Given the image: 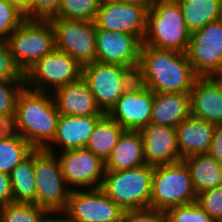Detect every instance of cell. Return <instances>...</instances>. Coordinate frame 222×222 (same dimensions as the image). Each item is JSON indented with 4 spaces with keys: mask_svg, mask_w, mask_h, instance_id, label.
<instances>
[{
    "mask_svg": "<svg viewBox=\"0 0 222 222\" xmlns=\"http://www.w3.org/2000/svg\"><path fill=\"white\" fill-rule=\"evenodd\" d=\"M190 115L189 93L154 92L150 123L175 128Z\"/></svg>",
    "mask_w": 222,
    "mask_h": 222,
    "instance_id": "cell-22",
    "label": "cell"
},
{
    "mask_svg": "<svg viewBox=\"0 0 222 222\" xmlns=\"http://www.w3.org/2000/svg\"><path fill=\"white\" fill-rule=\"evenodd\" d=\"M55 154H59L57 158L61 172L67 185L70 188L72 186V190L76 189V186L77 189L101 188L105 162L100 157L86 148L61 151V154L55 152Z\"/></svg>",
    "mask_w": 222,
    "mask_h": 222,
    "instance_id": "cell-13",
    "label": "cell"
},
{
    "mask_svg": "<svg viewBox=\"0 0 222 222\" xmlns=\"http://www.w3.org/2000/svg\"><path fill=\"white\" fill-rule=\"evenodd\" d=\"M13 202L35 203L34 150L10 173Z\"/></svg>",
    "mask_w": 222,
    "mask_h": 222,
    "instance_id": "cell-27",
    "label": "cell"
},
{
    "mask_svg": "<svg viewBox=\"0 0 222 222\" xmlns=\"http://www.w3.org/2000/svg\"><path fill=\"white\" fill-rule=\"evenodd\" d=\"M154 166L105 171L101 189L124 211L150 208Z\"/></svg>",
    "mask_w": 222,
    "mask_h": 222,
    "instance_id": "cell-4",
    "label": "cell"
},
{
    "mask_svg": "<svg viewBox=\"0 0 222 222\" xmlns=\"http://www.w3.org/2000/svg\"><path fill=\"white\" fill-rule=\"evenodd\" d=\"M82 77L103 113L137 80L136 71L119 64L95 61L82 67Z\"/></svg>",
    "mask_w": 222,
    "mask_h": 222,
    "instance_id": "cell-6",
    "label": "cell"
},
{
    "mask_svg": "<svg viewBox=\"0 0 222 222\" xmlns=\"http://www.w3.org/2000/svg\"><path fill=\"white\" fill-rule=\"evenodd\" d=\"M34 148L23 137L0 139V173L10 175Z\"/></svg>",
    "mask_w": 222,
    "mask_h": 222,
    "instance_id": "cell-28",
    "label": "cell"
},
{
    "mask_svg": "<svg viewBox=\"0 0 222 222\" xmlns=\"http://www.w3.org/2000/svg\"><path fill=\"white\" fill-rule=\"evenodd\" d=\"M55 49L68 53L82 67L97 61L94 21L51 17Z\"/></svg>",
    "mask_w": 222,
    "mask_h": 222,
    "instance_id": "cell-9",
    "label": "cell"
},
{
    "mask_svg": "<svg viewBox=\"0 0 222 222\" xmlns=\"http://www.w3.org/2000/svg\"><path fill=\"white\" fill-rule=\"evenodd\" d=\"M146 165L140 131L125 130L105 161V171H119Z\"/></svg>",
    "mask_w": 222,
    "mask_h": 222,
    "instance_id": "cell-23",
    "label": "cell"
},
{
    "mask_svg": "<svg viewBox=\"0 0 222 222\" xmlns=\"http://www.w3.org/2000/svg\"><path fill=\"white\" fill-rule=\"evenodd\" d=\"M175 129L177 145L182 159L208 152L215 130L213 123L190 115Z\"/></svg>",
    "mask_w": 222,
    "mask_h": 222,
    "instance_id": "cell-21",
    "label": "cell"
},
{
    "mask_svg": "<svg viewBox=\"0 0 222 222\" xmlns=\"http://www.w3.org/2000/svg\"><path fill=\"white\" fill-rule=\"evenodd\" d=\"M13 202L10 175L0 173V207Z\"/></svg>",
    "mask_w": 222,
    "mask_h": 222,
    "instance_id": "cell-40",
    "label": "cell"
},
{
    "mask_svg": "<svg viewBox=\"0 0 222 222\" xmlns=\"http://www.w3.org/2000/svg\"><path fill=\"white\" fill-rule=\"evenodd\" d=\"M187 57L198 77L222 72V18L191 33Z\"/></svg>",
    "mask_w": 222,
    "mask_h": 222,
    "instance_id": "cell-11",
    "label": "cell"
},
{
    "mask_svg": "<svg viewBox=\"0 0 222 222\" xmlns=\"http://www.w3.org/2000/svg\"><path fill=\"white\" fill-rule=\"evenodd\" d=\"M100 1H101V3H102V2H105V1H112V0H100Z\"/></svg>",
    "mask_w": 222,
    "mask_h": 222,
    "instance_id": "cell-46",
    "label": "cell"
},
{
    "mask_svg": "<svg viewBox=\"0 0 222 222\" xmlns=\"http://www.w3.org/2000/svg\"><path fill=\"white\" fill-rule=\"evenodd\" d=\"M51 94L60 115H105L82 76L74 82L57 88Z\"/></svg>",
    "mask_w": 222,
    "mask_h": 222,
    "instance_id": "cell-18",
    "label": "cell"
},
{
    "mask_svg": "<svg viewBox=\"0 0 222 222\" xmlns=\"http://www.w3.org/2000/svg\"><path fill=\"white\" fill-rule=\"evenodd\" d=\"M36 205L48 211L66 208L72 188L61 172L57 154L45 149H34Z\"/></svg>",
    "mask_w": 222,
    "mask_h": 222,
    "instance_id": "cell-8",
    "label": "cell"
},
{
    "mask_svg": "<svg viewBox=\"0 0 222 222\" xmlns=\"http://www.w3.org/2000/svg\"><path fill=\"white\" fill-rule=\"evenodd\" d=\"M17 5L23 12L26 19H31V0H10Z\"/></svg>",
    "mask_w": 222,
    "mask_h": 222,
    "instance_id": "cell-42",
    "label": "cell"
},
{
    "mask_svg": "<svg viewBox=\"0 0 222 222\" xmlns=\"http://www.w3.org/2000/svg\"><path fill=\"white\" fill-rule=\"evenodd\" d=\"M164 213L166 222H216L196 202L169 208Z\"/></svg>",
    "mask_w": 222,
    "mask_h": 222,
    "instance_id": "cell-31",
    "label": "cell"
},
{
    "mask_svg": "<svg viewBox=\"0 0 222 222\" xmlns=\"http://www.w3.org/2000/svg\"><path fill=\"white\" fill-rule=\"evenodd\" d=\"M142 40L126 32L96 29L97 61L119 64L137 72Z\"/></svg>",
    "mask_w": 222,
    "mask_h": 222,
    "instance_id": "cell-16",
    "label": "cell"
},
{
    "mask_svg": "<svg viewBox=\"0 0 222 222\" xmlns=\"http://www.w3.org/2000/svg\"><path fill=\"white\" fill-rule=\"evenodd\" d=\"M123 222H166L165 213L153 208L126 210Z\"/></svg>",
    "mask_w": 222,
    "mask_h": 222,
    "instance_id": "cell-36",
    "label": "cell"
},
{
    "mask_svg": "<svg viewBox=\"0 0 222 222\" xmlns=\"http://www.w3.org/2000/svg\"><path fill=\"white\" fill-rule=\"evenodd\" d=\"M148 10L146 6L119 0L102 2L94 21L96 29L126 32L143 40Z\"/></svg>",
    "mask_w": 222,
    "mask_h": 222,
    "instance_id": "cell-15",
    "label": "cell"
},
{
    "mask_svg": "<svg viewBox=\"0 0 222 222\" xmlns=\"http://www.w3.org/2000/svg\"><path fill=\"white\" fill-rule=\"evenodd\" d=\"M140 135L147 165L158 166L182 161L174 127L149 123L140 130Z\"/></svg>",
    "mask_w": 222,
    "mask_h": 222,
    "instance_id": "cell-17",
    "label": "cell"
},
{
    "mask_svg": "<svg viewBox=\"0 0 222 222\" xmlns=\"http://www.w3.org/2000/svg\"><path fill=\"white\" fill-rule=\"evenodd\" d=\"M188 167L183 161L154 166L150 208L165 212L169 208L196 202Z\"/></svg>",
    "mask_w": 222,
    "mask_h": 222,
    "instance_id": "cell-5",
    "label": "cell"
},
{
    "mask_svg": "<svg viewBox=\"0 0 222 222\" xmlns=\"http://www.w3.org/2000/svg\"><path fill=\"white\" fill-rule=\"evenodd\" d=\"M81 76L82 66L68 53L54 49L25 72V86L32 90L52 93Z\"/></svg>",
    "mask_w": 222,
    "mask_h": 222,
    "instance_id": "cell-10",
    "label": "cell"
},
{
    "mask_svg": "<svg viewBox=\"0 0 222 222\" xmlns=\"http://www.w3.org/2000/svg\"><path fill=\"white\" fill-rule=\"evenodd\" d=\"M61 0H31V19L48 20L53 17Z\"/></svg>",
    "mask_w": 222,
    "mask_h": 222,
    "instance_id": "cell-37",
    "label": "cell"
},
{
    "mask_svg": "<svg viewBox=\"0 0 222 222\" xmlns=\"http://www.w3.org/2000/svg\"><path fill=\"white\" fill-rule=\"evenodd\" d=\"M100 4V0H61L53 17L95 21Z\"/></svg>",
    "mask_w": 222,
    "mask_h": 222,
    "instance_id": "cell-30",
    "label": "cell"
},
{
    "mask_svg": "<svg viewBox=\"0 0 222 222\" xmlns=\"http://www.w3.org/2000/svg\"><path fill=\"white\" fill-rule=\"evenodd\" d=\"M22 137L19 131L16 113L0 115V139Z\"/></svg>",
    "mask_w": 222,
    "mask_h": 222,
    "instance_id": "cell-38",
    "label": "cell"
},
{
    "mask_svg": "<svg viewBox=\"0 0 222 222\" xmlns=\"http://www.w3.org/2000/svg\"><path fill=\"white\" fill-rule=\"evenodd\" d=\"M63 211L76 222H123L125 212L101 188L71 190Z\"/></svg>",
    "mask_w": 222,
    "mask_h": 222,
    "instance_id": "cell-12",
    "label": "cell"
},
{
    "mask_svg": "<svg viewBox=\"0 0 222 222\" xmlns=\"http://www.w3.org/2000/svg\"><path fill=\"white\" fill-rule=\"evenodd\" d=\"M124 131L123 127L105 114L97 122L85 148L105 162Z\"/></svg>",
    "mask_w": 222,
    "mask_h": 222,
    "instance_id": "cell-25",
    "label": "cell"
},
{
    "mask_svg": "<svg viewBox=\"0 0 222 222\" xmlns=\"http://www.w3.org/2000/svg\"><path fill=\"white\" fill-rule=\"evenodd\" d=\"M25 81H0V115L16 113V98Z\"/></svg>",
    "mask_w": 222,
    "mask_h": 222,
    "instance_id": "cell-35",
    "label": "cell"
},
{
    "mask_svg": "<svg viewBox=\"0 0 222 222\" xmlns=\"http://www.w3.org/2000/svg\"><path fill=\"white\" fill-rule=\"evenodd\" d=\"M191 32L185 25L180 5L174 0H156L147 13L142 44L186 53Z\"/></svg>",
    "mask_w": 222,
    "mask_h": 222,
    "instance_id": "cell-3",
    "label": "cell"
},
{
    "mask_svg": "<svg viewBox=\"0 0 222 222\" xmlns=\"http://www.w3.org/2000/svg\"><path fill=\"white\" fill-rule=\"evenodd\" d=\"M207 154L222 164V124L215 125L213 139Z\"/></svg>",
    "mask_w": 222,
    "mask_h": 222,
    "instance_id": "cell-39",
    "label": "cell"
},
{
    "mask_svg": "<svg viewBox=\"0 0 222 222\" xmlns=\"http://www.w3.org/2000/svg\"><path fill=\"white\" fill-rule=\"evenodd\" d=\"M153 100L154 92L136 80L107 115L125 130L140 131L150 123Z\"/></svg>",
    "mask_w": 222,
    "mask_h": 222,
    "instance_id": "cell-14",
    "label": "cell"
},
{
    "mask_svg": "<svg viewBox=\"0 0 222 222\" xmlns=\"http://www.w3.org/2000/svg\"><path fill=\"white\" fill-rule=\"evenodd\" d=\"M6 40L24 73L55 49L54 30L49 20L26 19Z\"/></svg>",
    "mask_w": 222,
    "mask_h": 222,
    "instance_id": "cell-7",
    "label": "cell"
},
{
    "mask_svg": "<svg viewBox=\"0 0 222 222\" xmlns=\"http://www.w3.org/2000/svg\"><path fill=\"white\" fill-rule=\"evenodd\" d=\"M177 3H189L191 0H174Z\"/></svg>",
    "mask_w": 222,
    "mask_h": 222,
    "instance_id": "cell-44",
    "label": "cell"
},
{
    "mask_svg": "<svg viewBox=\"0 0 222 222\" xmlns=\"http://www.w3.org/2000/svg\"><path fill=\"white\" fill-rule=\"evenodd\" d=\"M196 203L216 222H222V185L198 193Z\"/></svg>",
    "mask_w": 222,
    "mask_h": 222,
    "instance_id": "cell-34",
    "label": "cell"
},
{
    "mask_svg": "<svg viewBox=\"0 0 222 222\" xmlns=\"http://www.w3.org/2000/svg\"><path fill=\"white\" fill-rule=\"evenodd\" d=\"M0 81H25V73L15 62L6 39L0 38Z\"/></svg>",
    "mask_w": 222,
    "mask_h": 222,
    "instance_id": "cell-33",
    "label": "cell"
},
{
    "mask_svg": "<svg viewBox=\"0 0 222 222\" xmlns=\"http://www.w3.org/2000/svg\"><path fill=\"white\" fill-rule=\"evenodd\" d=\"M187 54L142 44L137 81L158 93H190L197 79Z\"/></svg>",
    "mask_w": 222,
    "mask_h": 222,
    "instance_id": "cell-1",
    "label": "cell"
},
{
    "mask_svg": "<svg viewBox=\"0 0 222 222\" xmlns=\"http://www.w3.org/2000/svg\"><path fill=\"white\" fill-rule=\"evenodd\" d=\"M47 212L35 203L11 202L0 207V222H43Z\"/></svg>",
    "mask_w": 222,
    "mask_h": 222,
    "instance_id": "cell-29",
    "label": "cell"
},
{
    "mask_svg": "<svg viewBox=\"0 0 222 222\" xmlns=\"http://www.w3.org/2000/svg\"><path fill=\"white\" fill-rule=\"evenodd\" d=\"M119 1L136 3L142 6H146L148 9H150L156 0H119Z\"/></svg>",
    "mask_w": 222,
    "mask_h": 222,
    "instance_id": "cell-43",
    "label": "cell"
},
{
    "mask_svg": "<svg viewBox=\"0 0 222 222\" xmlns=\"http://www.w3.org/2000/svg\"><path fill=\"white\" fill-rule=\"evenodd\" d=\"M178 4L185 25L191 33L222 18V0H191L189 3Z\"/></svg>",
    "mask_w": 222,
    "mask_h": 222,
    "instance_id": "cell-26",
    "label": "cell"
},
{
    "mask_svg": "<svg viewBox=\"0 0 222 222\" xmlns=\"http://www.w3.org/2000/svg\"><path fill=\"white\" fill-rule=\"evenodd\" d=\"M58 215H59V218H57ZM43 222H76V221L72 219L65 211L56 210V211H48L44 217Z\"/></svg>",
    "mask_w": 222,
    "mask_h": 222,
    "instance_id": "cell-41",
    "label": "cell"
},
{
    "mask_svg": "<svg viewBox=\"0 0 222 222\" xmlns=\"http://www.w3.org/2000/svg\"><path fill=\"white\" fill-rule=\"evenodd\" d=\"M189 169L195 192L201 193L205 190L222 185V164L212 156L196 154L182 159Z\"/></svg>",
    "mask_w": 222,
    "mask_h": 222,
    "instance_id": "cell-24",
    "label": "cell"
},
{
    "mask_svg": "<svg viewBox=\"0 0 222 222\" xmlns=\"http://www.w3.org/2000/svg\"><path fill=\"white\" fill-rule=\"evenodd\" d=\"M214 77L221 83V87H222V75H216Z\"/></svg>",
    "mask_w": 222,
    "mask_h": 222,
    "instance_id": "cell-45",
    "label": "cell"
},
{
    "mask_svg": "<svg viewBox=\"0 0 222 222\" xmlns=\"http://www.w3.org/2000/svg\"><path fill=\"white\" fill-rule=\"evenodd\" d=\"M191 116L222 124V87L214 77H197L190 90Z\"/></svg>",
    "mask_w": 222,
    "mask_h": 222,
    "instance_id": "cell-19",
    "label": "cell"
},
{
    "mask_svg": "<svg viewBox=\"0 0 222 222\" xmlns=\"http://www.w3.org/2000/svg\"><path fill=\"white\" fill-rule=\"evenodd\" d=\"M26 17L24 12L10 0H0V38L7 39Z\"/></svg>",
    "mask_w": 222,
    "mask_h": 222,
    "instance_id": "cell-32",
    "label": "cell"
},
{
    "mask_svg": "<svg viewBox=\"0 0 222 222\" xmlns=\"http://www.w3.org/2000/svg\"><path fill=\"white\" fill-rule=\"evenodd\" d=\"M15 112L21 136L34 149H45L53 141L60 114L50 92L24 85L17 95Z\"/></svg>",
    "mask_w": 222,
    "mask_h": 222,
    "instance_id": "cell-2",
    "label": "cell"
},
{
    "mask_svg": "<svg viewBox=\"0 0 222 222\" xmlns=\"http://www.w3.org/2000/svg\"><path fill=\"white\" fill-rule=\"evenodd\" d=\"M102 117L60 115L55 137L45 150L55 153L56 146H61L62 151L85 148L97 122Z\"/></svg>",
    "mask_w": 222,
    "mask_h": 222,
    "instance_id": "cell-20",
    "label": "cell"
}]
</instances>
